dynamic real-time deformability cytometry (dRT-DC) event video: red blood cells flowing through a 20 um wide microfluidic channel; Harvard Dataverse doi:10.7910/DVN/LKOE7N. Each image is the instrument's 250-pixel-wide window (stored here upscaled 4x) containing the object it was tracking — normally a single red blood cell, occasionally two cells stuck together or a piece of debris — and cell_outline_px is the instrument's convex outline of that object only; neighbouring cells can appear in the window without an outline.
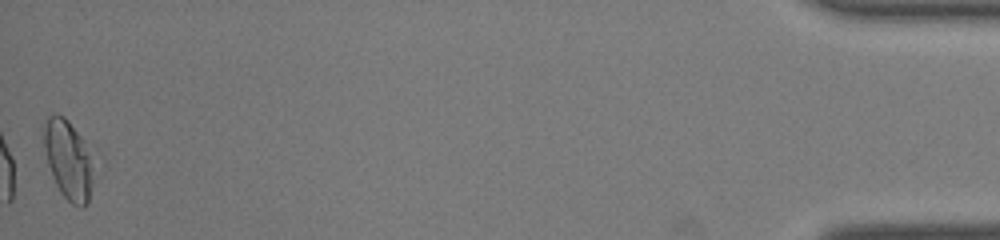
{"species": "common noctule bat (a hibernating species)", "species_latin": "Nyctalus noctula", "temperature_condition": "room temperature", "stored_images_in_passage": 48, "camera_frame_rate_fps": 3000, "um_per_image_px": 0.085, "animal": {"sex": "male", "body_mass_g": 19.0, "forearm_length_mm": 50.8}, "frame": {"image": 1, "passage_image": 48, "time_ms": 15.667, "image_size_px": [1000, 240], "cell_outline_px": [[96, 164], [88, 204], [84, 208], [80, 208], [72, 204], [60, 192], [56, 184], [48, 164], [44, 144], [44, 128], [48, 116], [52, 112], [56, 112], [64, 116], [68, 120], [80, 136], [96, 160]], "centroid_in_image_um": [5.86, 13.6], "position_along_channel_um": 429.3, "area_um2": 23.35}, "authors_computed_cell_mechanics": {"area_um2": 21.7328, "velocity_mm_per_s": 4.0557, "shape_relaxation_time_tau1_ms": 3.0887, "shape_relaxation_time_tau2_ms": 2.0862, "deformation_change_tau1": 0.1547, "deformation_change_tau2": 0.0772}}